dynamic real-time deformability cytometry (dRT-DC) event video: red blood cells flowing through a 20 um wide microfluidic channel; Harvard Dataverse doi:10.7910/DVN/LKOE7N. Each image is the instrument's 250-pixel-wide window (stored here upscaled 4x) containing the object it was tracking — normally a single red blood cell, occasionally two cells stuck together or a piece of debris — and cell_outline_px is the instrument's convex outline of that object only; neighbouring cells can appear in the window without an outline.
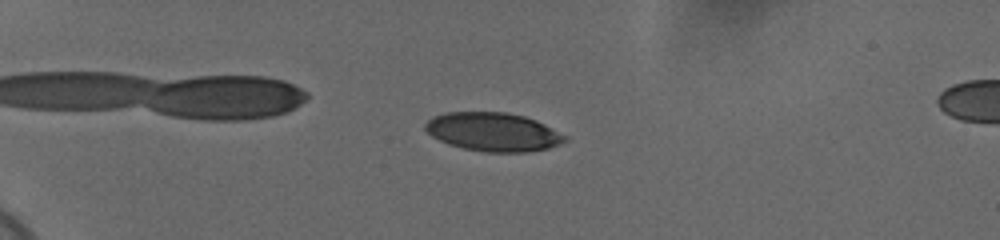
{"species": "human", "species_latin": "Homo sapiens", "temperature_condition": "cold", "stored_images_in_passage": 57, "camera_frame_rate_fps": 3000, "um_per_image_px": 0.085, "donor": {"sex": "female"}, "frame": {"image": 1, "passage_image": 15, "time_ms": 4.667, "image_size_px": [1000, 240], "cell_outline_px": [[568, 140], [560, 144], [548, 148], [528, 152], [484, 152], [464, 148], [448, 144], [432, 136], [424, 128], [424, 124], [432, 116], [444, 112], [504, 112], [524, 116], [536, 120], [568, 136]], "centroid_in_image_um": [41.92, 11.21], "position_along_channel_um": 43.1, "area_um2": 31.56}}
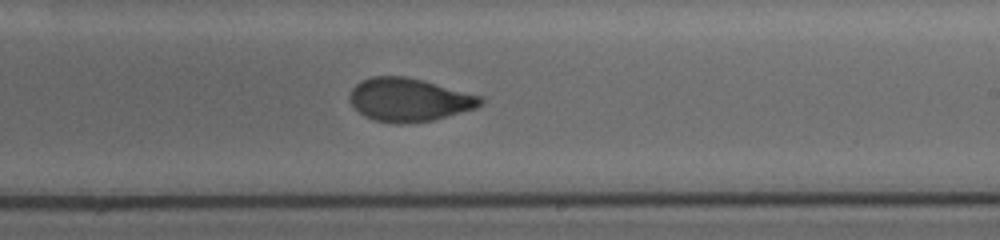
{"frame": {"image": 2, "passage_image": 37, "time_ms": 12.0, "image_size_px": [1000, 240], "cell_outline_px": [[484, 100], [476, 108], [448, 116], [432, 120], [400, 124], [376, 120], [364, 116], [348, 100], [348, 96], [352, 88], [360, 80], [372, 76], [408, 76], [424, 80], [484, 96]], "centroid_in_image_um": [34.78, 8.46], "position_along_channel_um": 254.2, "area_um2": 33.18}}
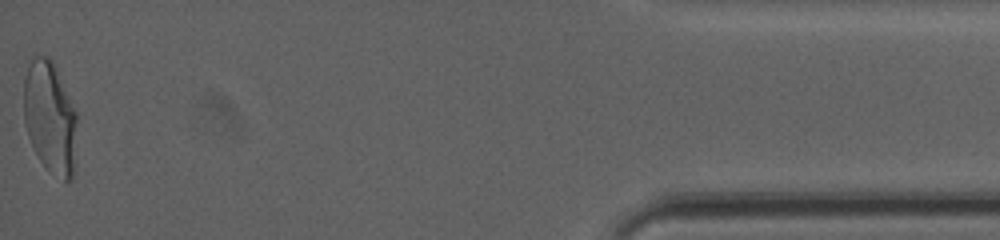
{"frame": {"image": 3, "passage_image": 57, "time_ms": 18.667, "image_size_px": [1000, 240], "cell_outline_px": [[76, 168], [72, 180], [64, 180], [48, 172], [44, 168], [28, 136], [24, 124], [24, 76], [32, 52], [48, 56], [52, 60], [56, 68], [76, 112]], "centroid_in_image_um": [4.25, 9.98], "position_along_channel_um": 431.0, "area_um2": 35.55}, "authors_computed_cell_mechanics": {"area_um2": 33.0038, "velocity_mm_per_s": 3.6911, "shape_relaxation_time_tau1_ms": 4.7871, "shape_relaxation_time_tau2_ms": 1.3476, "deformation_change_tau1": 0.1749, "deformation_change_tau2": 0.0672}}